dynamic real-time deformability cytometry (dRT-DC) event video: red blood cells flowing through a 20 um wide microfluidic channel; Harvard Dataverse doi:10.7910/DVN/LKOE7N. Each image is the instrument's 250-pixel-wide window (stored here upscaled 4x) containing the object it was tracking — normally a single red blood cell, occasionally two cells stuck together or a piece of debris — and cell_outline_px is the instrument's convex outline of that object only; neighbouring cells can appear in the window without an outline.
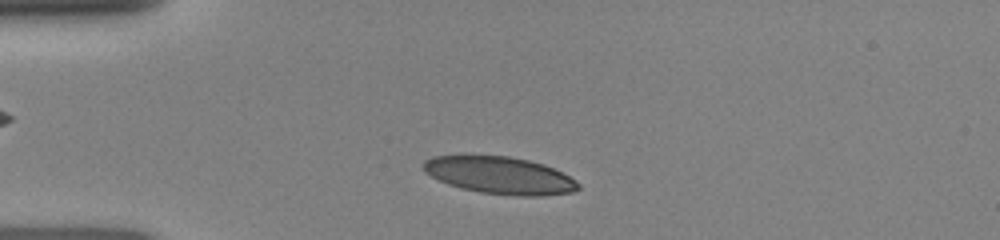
{"species": "human", "species_latin": "Homo sapiens", "temperature_condition": "room temperature", "stored_images_in_passage": 29, "camera_frame_rate_fps": 3000, "um_per_image_px": 0.085, "donor": {"sex": "female"}, "frame": {"image": 1, "passage_image": 4, "time_ms": 1.333, "image_size_px": [1000, 240], "cell_outline_px": [[580, 188], [572, 192], [540, 196], [516, 196], [480, 192], [460, 188], [448, 184], [424, 172], [420, 164], [424, 160], [432, 156], [460, 152], [464, 152], [508, 156], [528, 160], [544, 164], [568, 176], [580, 184]], "centroid_in_image_um": [42.36, 14.85], "position_along_channel_um": 42.6, "area_um2": 34.62}}
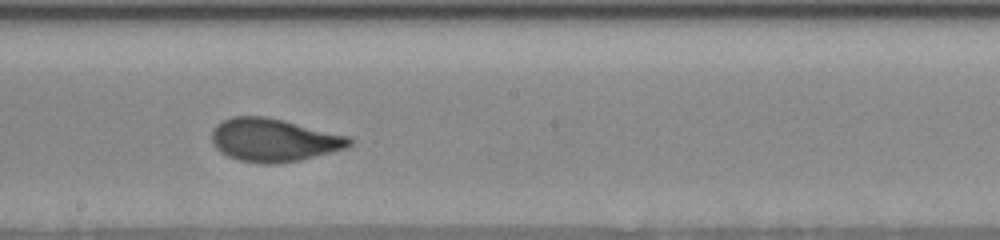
{"frame": {"image": 2, "passage_image": 17, "time_ms": 6.333, "image_size_px": [1000, 240], "cell_outline_px": [[352, 144], [348, 148], [300, 160], [276, 164], [260, 164], [240, 160], [228, 156], [220, 152], [212, 144], [212, 132], [216, 124], [232, 116], [264, 116], [348, 136], [352, 140]], "centroid_in_image_um": [23.25, 11.92], "position_along_channel_um": 225.0, "area_um2": 34.39}}
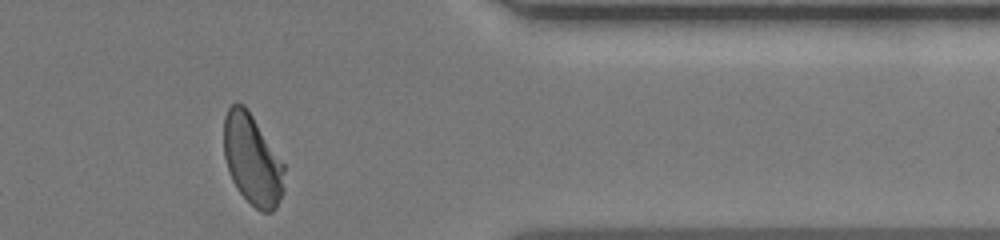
{"frame": {"image": 3, "passage_image": 28, "time_ms": 10.667, "image_size_px": [1000, 240], "cell_outline_px": [[284, 192], [276, 208], [272, 212], [260, 212], [236, 188], [232, 180], [224, 156], [224, 116], [228, 108], [232, 104], [244, 104], [284, 164]], "centroid_in_image_um": [21.45, 13.61], "position_along_channel_um": 390.0, "area_um2": 31.67}}